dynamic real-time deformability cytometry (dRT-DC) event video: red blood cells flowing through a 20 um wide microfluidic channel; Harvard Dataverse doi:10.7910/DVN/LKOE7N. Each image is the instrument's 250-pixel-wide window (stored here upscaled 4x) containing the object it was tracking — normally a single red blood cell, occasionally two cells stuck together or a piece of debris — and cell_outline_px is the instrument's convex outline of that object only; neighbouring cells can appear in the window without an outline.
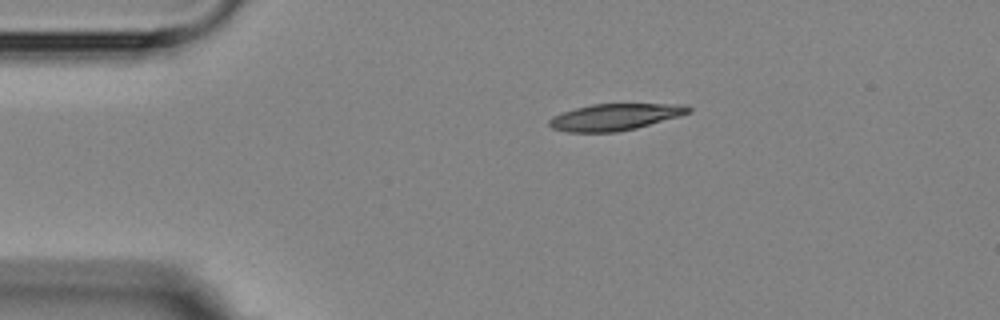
{"species": "Egyptian fruit bat (a non-hibernating species)", "species_latin": "Rousettus aegyptiacus", "temperature_condition": "room temperature", "stored_images_in_passage": 4, "camera_frame_rate_fps": 3000, "um_per_image_px": 0.085, "animal": {"sex": "female"}, "frame": {"image": 1, "passage_image": 1, "time_ms": 0.0, "image_size_px": [1000, 320], "cell_outline_px": [[692, 112], [680, 116], [636, 128], [616, 132], [568, 132], [552, 128], [548, 124], [548, 120], [552, 116], [576, 108], [592, 104], [688, 104], [692, 108]], "centroid_in_image_um": [52.3, 9.94], "position_along_channel_um": 32.7, "area_um2": 21.62}}
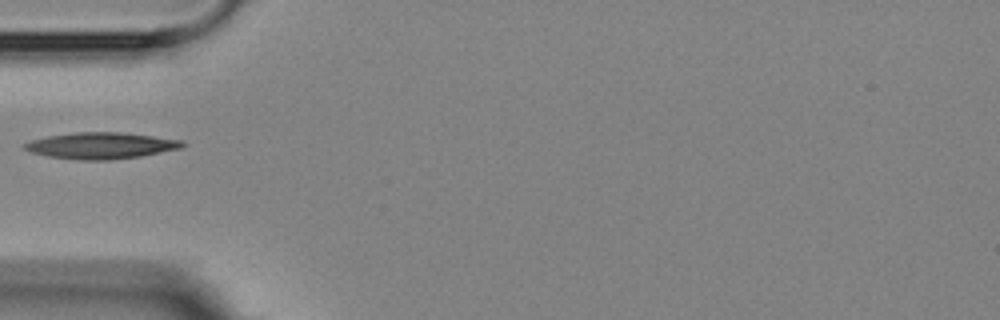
{"frame": {"image": 2, "passage_image": 3, "time_ms": 2.333, "image_size_px": [1000, 320], "cell_outline_px": [[188, 144], [184, 148], [140, 156], [112, 160], [84, 160], [48, 156], [32, 152], [24, 148], [24, 144], [32, 140], [48, 136], [76, 132], [120, 132], [184, 140]], "centroid_in_image_um": [8.68, 12.37], "position_along_channel_um": 76.3, "area_um2": 24.22}}
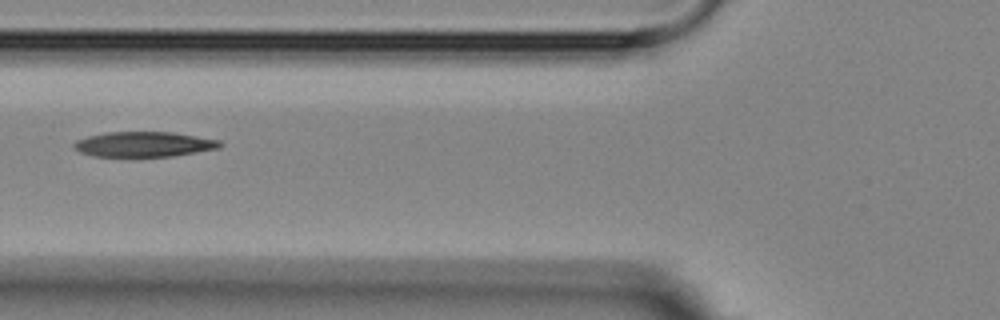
{"frame": {"image": 3, "passage_image": 4, "time_ms": 3.333, "image_size_px": [1000, 320], "cell_outline_px": [[224, 144], [220, 148], [172, 156], [92, 156], [80, 152], [72, 144], [76, 140], [88, 136], [108, 132], [172, 132], [220, 140]], "centroid_in_image_um": [12.25, 12.26], "position_along_channel_um": 113.5, "area_um2": 21.27}}